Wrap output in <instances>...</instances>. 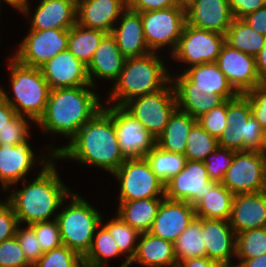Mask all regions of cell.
<instances>
[{
  "instance_id": "44dd1931",
  "label": "cell",
  "mask_w": 266,
  "mask_h": 267,
  "mask_svg": "<svg viewBox=\"0 0 266 267\" xmlns=\"http://www.w3.org/2000/svg\"><path fill=\"white\" fill-rule=\"evenodd\" d=\"M195 217L190 203L164 198L149 233L174 243Z\"/></svg>"
},
{
  "instance_id": "c3c4849f",
  "label": "cell",
  "mask_w": 266,
  "mask_h": 267,
  "mask_svg": "<svg viewBox=\"0 0 266 267\" xmlns=\"http://www.w3.org/2000/svg\"><path fill=\"white\" fill-rule=\"evenodd\" d=\"M244 95L249 99L252 115L266 131V83H262Z\"/></svg>"
},
{
  "instance_id": "5bb4252c",
  "label": "cell",
  "mask_w": 266,
  "mask_h": 267,
  "mask_svg": "<svg viewBox=\"0 0 266 267\" xmlns=\"http://www.w3.org/2000/svg\"><path fill=\"white\" fill-rule=\"evenodd\" d=\"M221 183L234 195L266 190V163L263 151H235L232 165Z\"/></svg>"
},
{
  "instance_id": "484cf974",
  "label": "cell",
  "mask_w": 266,
  "mask_h": 267,
  "mask_svg": "<svg viewBox=\"0 0 266 267\" xmlns=\"http://www.w3.org/2000/svg\"><path fill=\"white\" fill-rule=\"evenodd\" d=\"M234 16L227 0H196L186 10L187 24L226 35Z\"/></svg>"
},
{
  "instance_id": "9c48e42d",
  "label": "cell",
  "mask_w": 266,
  "mask_h": 267,
  "mask_svg": "<svg viewBox=\"0 0 266 267\" xmlns=\"http://www.w3.org/2000/svg\"><path fill=\"white\" fill-rule=\"evenodd\" d=\"M117 182L116 201L165 198V183L152 171L146 158H131L112 174Z\"/></svg>"
},
{
  "instance_id": "f35d334b",
  "label": "cell",
  "mask_w": 266,
  "mask_h": 267,
  "mask_svg": "<svg viewBox=\"0 0 266 267\" xmlns=\"http://www.w3.org/2000/svg\"><path fill=\"white\" fill-rule=\"evenodd\" d=\"M186 160L204 162L218 147V140L211 136L197 121L190 129L186 140Z\"/></svg>"
},
{
  "instance_id": "816d5d0a",
  "label": "cell",
  "mask_w": 266,
  "mask_h": 267,
  "mask_svg": "<svg viewBox=\"0 0 266 267\" xmlns=\"http://www.w3.org/2000/svg\"><path fill=\"white\" fill-rule=\"evenodd\" d=\"M234 18L242 19L266 5V0H227Z\"/></svg>"
},
{
  "instance_id": "681fc988",
  "label": "cell",
  "mask_w": 266,
  "mask_h": 267,
  "mask_svg": "<svg viewBox=\"0 0 266 267\" xmlns=\"http://www.w3.org/2000/svg\"><path fill=\"white\" fill-rule=\"evenodd\" d=\"M18 225L12 206L4 199L0 202V243L15 237Z\"/></svg>"
},
{
  "instance_id": "be15d7a7",
  "label": "cell",
  "mask_w": 266,
  "mask_h": 267,
  "mask_svg": "<svg viewBox=\"0 0 266 267\" xmlns=\"http://www.w3.org/2000/svg\"><path fill=\"white\" fill-rule=\"evenodd\" d=\"M69 1H72V2H74L76 5H78V3H79L81 0H69Z\"/></svg>"
},
{
  "instance_id": "11a10c76",
  "label": "cell",
  "mask_w": 266,
  "mask_h": 267,
  "mask_svg": "<svg viewBox=\"0 0 266 267\" xmlns=\"http://www.w3.org/2000/svg\"><path fill=\"white\" fill-rule=\"evenodd\" d=\"M177 267H225L223 264L208 257L187 258L178 263Z\"/></svg>"
},
{
  "instance_id": "ee69618b",
  "label": "cell",
  "mask_w": 266,
  "mask_h": 267,
  "mask_svg": "<svg viewBox=\"0 0 266 267\" xmlns=\"http://www.w3.org/2000/svg\"><path fill=\"white\" fill-rule=\"evenodd\" d=\"M29 226L34 230L37 243L40 244L43 252L51 251L62 245L59 224L56 219L33 223Z\"/></svg>"
},
{
  "instance_id": "7402d4cb",
  "label": "cell",
  "mask_w": 266,
  "mask_h": 267,
  "mask_svg": "<svg viewBox=\"0 0 266 267\" xmlns=\"http://www.w3.org/2000/svg\"><path fill=\"white\" fill-rule=\"evenodd\" d=\"M125 61L126 58L119 50L115 38L111 34H106L87 65L90 84L97 89H100L97 85L99 82L112 81L114 84L124 68Z\"/></svg>"
},
{
  "instance_id": "4316f807",
  "label": "cell",
  "mask_w": 266,
  "mask_h": 267,
  "mask_svg": "<svg viewBox=\"0 0 266 267\" xmlns=\"http://www.w3.org/2000/svg\"><path fill=\"white\" fill-rule=\"evenodd\" d=\"M111 35L125 58L142 57L151 53L146 44L143 23L138 12L127 8L114 25Z\"/></svg>"
},
{
  "instance_id": "7c38bea8",
  "label": "cell",
  "mask_w": 266,
  "mask_h": 267,
  "mask_svg": "<svg viewBox=\"0 0 266 267\" xmlns=\"http://www.w3.org/2000/svg\"><path fill=\"white\" fill-rule=\"evenodd\" d=\"M122 107L157 138L164 131L171 114L177 108L174 86L170 81L164 88L135 97Z\"/></svg>"
},
{
  "instance_id": "1f68e13d",
  "label": "cell",
  "mask_w": 266,
  "mask_h": 267,
  "mask_svg": "<svg viewBox=\"0 0 266 267\" xmlns=\"http://www.w3.org/2000/svg\"><path fill=\"white\" fill-rule=\"evenodd\" d=\"M125 257L116 244L109 230L101 223L96 229L92 245L87 254L83 257L85 264L92 267H109V259Z\"/></svg>"
},
{
  "instance_id": "db71d44e",
  "label": "cell",
  "mask_w": 266,
  "mask_h": 267,
  "mask_svg": "<svg viewBox=\"0 0 266 267\" xmlns=\"http://www.w3.org/2000/svg\"><path fill=\"white\" fill-rule=\"evenodd\" d=\"M16 115L14 108L6 101L0 90V131H2L7 126V123Z\"/></svg>"
},
{
  "instance_id": "4fadbf2b",
  "label": "cell",
  "mask_w": 266,
  "mask_h": 267,
  "mask_svg": "<svg viewBox=\"0 0 266 267\" xmlns=\"http://www.w3.org/2000/svg\"><path fill=\"white\" fill-rule=\"evenodd\" d=\"M10 55L25 66L40 68L60 52L68 50L69 30L27 29Z\"/></svg>"
},
{
  "instance_id": "5b68a950",
  "label": "cell",
  "mask_w": 266,
  "mask_h": 267,
  "mask_svg": "<svg viewBox=\"0 0 266 267\" xmlns=\"http://www.w3.org/2000/svg\"><path fill=\"white\" fill-rule=\"evenodd\" d=\"M8 55L5 64L10 84L6 85L8 88L1 84L0 90L16 114L28 117L36 124L45 112L51 88L40 68L22 65Z\"/></svg>"
},
{
  "instance_id": "4dcf8cb0",
  "label": "cell",
  "mask_w": 266,
  "mask_h": 267,
  "mask_svg": "<svg viewBox=\"0 0 266 267\" xmlns=\"http://www.w3.org/2000/svg\"><path fill=\"white\" fill-rule=\"evenodd\" d=\"M196 121V118L176 108L164 131L156 138V146L169 153L184 154L187 137Z\"/></svg>"
},
{
  "instance_id": "83f0119b",
  "label": "cell",
  "mask_w": 266,
  "mask_h": 267,
  "mask_svg": "<svg viewBox=\"0 0 266 267\" xmlns=\"http://www.w3.org/2000/svg\"><path fill=\"white\" fill-rule=\"evenodd\" d=\"M133 263L141 267H177L174 243L154 236L149 232L141 233L130 266Z\"/></svg>"
},
{
  "instance_id": "277c9868",
  "label": "cell",
  "mask_w": 266,
  "mask_h": 267,
  "mask_svg": "<svg viewBox=\"0 0 266 267\" xmlns=\"http://www.w3.org/2000/svg\"><path fill=\"white\" fill-rule=\"evenodd\" d=\"M164 56L168 58L166 54L151 52L142 57L126 58L119 77L110 84V90H106L104 104L123 106L135 97L164 88L171 81L172 69V65L167 68L170 60Z\"/></svg>"
},
{
  "instance_id": "30bf717a",
  "label": "cell",
  "mask_w": 266,
  "mask_h": 267,
  "mask_svg": "<svg viewBox=\"0 0 266 267\" xmlns=\"http://www.w3.org/2000/svg\"><path fill=\"white\" fill-rule=\"evenodd\" d=\"M224 43L225 35L186 23L176 49L169 55V60L179 63L176 68L181 69L172 70L171 73H182L184 69L195 65L216 62Z\"/></svg>"
},
{
  "instance_id": "6125c7cd",
  "label": "cell",
  "mask_w": 266,
  "mask_h": 267,
  "mask_svg": "<svg viewBox=\"0 0 266 267\" xmlns=\"http://www.w3.org/2000/svg\"><path fill=\"white\" fill-rule=\"evenodd\" d=\"M263 154H264L265 163H266V144H265L264 149H263Z\"/></svg>"
},
{
  "instance_id": "b9f144b4",
  "label": "cell",
  "mask_w": 266,
  "mask_h": 267,
  "mask_svg": "<svg viewBox=\"0 0 266 267\" xmlns=\"http://www.w3.org/2000/svg\"><path fill=\"white\" fill-rule=\"evenodd\" d=\"M33 126L35 127L36 125L30 118L17 114L7 123V126L0 131V145L7 147L8 145H16L17 143L23 142L32 135Z\"/></svg>"
},
{
  "instance_id": "94428289",
  "label": "cell",
  "mask_w": 266,
  "mask_h": 267,
  "mask_svg": "<svg viewBox=\"0 0 266 267\" xmlns=\"http://www.w3.org/2000/svg\"><path fill=\"white\" fill-rule=\"evenodd\" d=\"M3 3L5 4L6 2L3 1V0H0V10H1V11H2V9H1V8H2V5H1V4H3ZM1 11H0V17H1ZM0 19H1V18H0ZM0 22H1V21H0Z\"/></svg>"
},
{
  "instance_id": "3957f363",
  "label": "cell",
  "mask_w": 266,
  "mask_h": 267,
  "mask_svg": "<svg viewBox=\"0 0 266 267\" xmlns=\"http://www.w3.org/2000/svg\"><path fill=\"white\" fill-rule=\"evenodd\" d=\"M59 145L58 161H74L86 168L113 174L126 160L121 153L113 118L102 108L69 141ZM91 166V167H90Z\"/></svg>"
},
{
  "instance_id": "f6af8a7d",
  "label": "cell",
  "mask_w": 266,
  "mask_h": 267,
  "mask_svg": "<svg viewBox=\"0 0 266 267\" xmlns=\"http://www.w3.org/2000/svg\"><path fill=\"white\" fill-rule=\"evenodd\" d=\"M227 100L222 104L214 107L209 112L204 113L197 122L213 137L217 140L222 135L223 130L227 127Z\"/></svg>"
},
{
  "instance_id": "ac0fdd59",
  "label": "cell",
  "mask_w": 266,
  "mask_h": 267,
  "mask_svg": "<svg viewBox=\"0 0 266 267\" xmlns=\"http://www.w3.org/2000/svg\"><path fill=\"white\" fill-rule=\"evenodd\" d=\"M216 63L232 87L245 94L262 84L256 69L255 57L223 44Z\"/></svg>"
},
{
  "instance_id": "8992f818",
  "label": "cell",
  "mask_w": 266,
  "mask_h": 267,
  "mask_svg": "<svg viewBox=\"0 0 266 267\" xmlns=\"http://www.w3.org/2000/svg\"><path fill=\"white\" fill-rule=\"evenodd\" d=\"M97 208L73 190L63 201L56 217L62 244L82 257L90 250L96 229L104 215Z\"/></svg>"
},
{
  "instance_id": "d590c367",
  "label": "cell",
  "mask_w": 266,
  "mask_h": 267,
  "mask_svg": "<svg viewBox=\"0 0 266 267\" xmlns=\"http://www.w3.org/2000/svg\"><path fill=\"white\" fill-rule=\"evenodd\" d=\"M265 38L242 19L234 18L225 35V42L232 48L255 57L262 49Z\"/></svg>"
},
{
  "instance_id": "74e56055",
  "label": "cell",
  "mask_w": 266,
  "mask_h": 267,
  "mask_svg": "<svg viewBox=\"0 0 266 267\" xmlns=\"http://www.w3.org/2000/svg\"><path fill=\"white\" fill-rule=\"evenodd\" d=\"M152 171L166 183L170 178L177 175L185 166L184 154L169 153L155 146L146 156Z\"/></svg>"
},
{
  "instance_id": "f1b7e54d",
  "label": "cell",
  "mask_w": 266,
  "mask_h": 267,
  "mask_svg": "<svg viewBox=\"0 0 266 267\" xmlns=\"http://www.w3.org/2000/svg\"><path fill=\"white\" fill-rule=\"evenodd\" d=\"M233 197L222 183L211 180L203 198L194 205L196 217L229 221Z\"/></svg>"
},
{
  "instance_id": "ab89813d",
  "label": "cell",
  "mask_w": 266,
  "mask_h": 267,
  "mask_svg": "<svg viewBox=\"0 0 266 267\" xmlns=\"http://www.w3.org/2000/svg\"><path fill=\"white\" fill-rule=\"evenodd\" d=\"M266 254V227L248 230L236 235L237 260H247Z\"/></svg>"
},
{
  "instance_id": "7bdbcfd3",
  "label": "cell",
  "mask_w": 266,
  "mask_h": 267,
  "mask_svg": "<svg viewBox=\"0 0 266 267\" xmlns=\"http://www.w3.org/2000/svg\"><path fill=\"white\" fill-rule=\"evenodd\" d=\"M235 151L218 146L204 160V164L211 180L220 182L223 180L227 169L232 165Z\"/></svg>"
},
{
  "instance_id": "cb8c5ba5",
  "label": "cell",
  "mask_w": 266,
  "mask_h": 267,
  "mask_svg": "<svg viewBox=\"0 0 266 267\" xmlns=\"http://www.w3.org/2000/svg\"><path fill=\"white\" fill-rule=\"evenodd\" d=\"M229 223L236 235L266 227V190L234 195Z\"/></svg>"
},
{
  "instance_id": "7a4b0ae2",
  "label": "cell",
  "mask_w": 266,
  "mask_h": 267,
  "mask_svg": "<svg viewBox=\"0 0 266 267\" xmlns=\"http://www.w3.org/2000/svg\"><path fill=\"white\" fill-rule=\"evenodd\" d=\"M55 157L32 179H24L9 187L4 193L5 200L12 206L18 223L31 225L37 222L55 220L63 201L73 191L66 186L59 174Z\"/></svg>"
},
{
  "instance_id": "6da1fadb",
  "label": "cell",
  "mask_w": 266,
  "mask_h": 267,
  "mask_svg": "<svg viewBox=\"0 0 266 267\" xmlns=\"http://www.w3.org/2000/svg\"><path fill=\"white\" fill-rule=\"evenodd\" d=\"M91 84L75 88H57L50 91L43 116L35 124L42 135L47 134L52 142H46V148L56 155L59 145L53 140L63 136L66 144L77 134L78 130L91 120L104 106V99ZM53 136V137H52ZM55 138V139H54Z\"/></svg>"
},
{
  "instance_id": "e575fe53",
  "label": "cell",
  "mask_w": 266,
  "mask_h": 267,
  "mask_svg": "<svg viewBox=\"0 0 266 267\" xmlns=\"http://www.w3.org/2000/svg\"><path fill=\"white\" fill-rule=\"evenodd\" d=\"M204 242L203 218L195 217L174 242L177 264L187 258L205 257L206 247Z\"/></svg>"
},
{
  "instance_id": "9a60e30c",
  "label": "cell",
  "mask_w": 266,
  "mask_h": 267,
  "mask_svg": "<svg viewBox=\"0 0 266 267\" xmlns=\"http://www.w3.org/2000/svg\"><path fill=\"white\" fill-rule=\"evenodd\" d=\"M113 118L121 153L126 159L145 158L156 146V138L122 106L104 104Z\"/></svg>"
},
{
  "instance_id": "7dc6e473",
  "label": "cell",
  "mask_w": 266,
  "mask_h": 267,
  "mask_svg": "<svg viewBox=\"0 0 266 267\" xmlns=\"http://www.w3.org/2000/svg\"><path fill=\"white\" fill-rule=\"evenodd\" d=\"M0 267H32L16 237L0 243Z\"/></svg>"
},
{
  "instance_id": "ffe728a7",
  "label": "cell",
  "mask_w": 266,
  "mask_h": 267,
  "mask_svg": "<svg viewBox=\"0 0 266 267\" xmlns=\"http://www.w3.org/2000/svg\"><path fill=\"white\" fill-rule=\"evenodd\" d=\"M51 90L90 85L87 66L69 50L60 52L40 67Z\"/></svg>"
},
{
  "instance_id": "ba28073f",
  "label": "cell",
  "mask_w": 266,
  "mask_h": 267,
  "mask_svg": "<svg viewBox=\"0 0 266 267\" xmlns=\"http://www.w3.org/2000/svg\"><path fill=\"white\" fill-rule=\"evenodd\" d=\"M31 139L30 135L16 145L7 147L0 145V191H3L2 194L12 185L27 179L30 172L32 175H37L55 158L46 146H44V151L41 149V154L36 155L37 150L34 152L35 148L32 147Z\"/></svg>"
},
{
  "instance_id": "d6986e66",
  "label": "cell",
  "mask_w": 266,
  "mask_h": 267,
  "mask_svg": "<svg viewBox=\"0 0 266 267\" xmlns=\"http://www.w3.org/2000/svg\"><path fill=\"white\" fill-rule=\"evenodd\" d=\"M210 181L204 162L186 160L184 168L165 183V198L194 206L203 198Z\"/></svg>"
},
{
  "instance_id": "60d3db41",
  "label": "cell",
  "mask_w": 266,
  "mask_h": 267,
  "mask_svg": "<svg viewBox=\"0 0 266 267\" xmlns=\"http://www.w3.org/2000/svg\"><path fill=\"white\" fill-rule=\"evenodd\" d=\"M83 263L80 254L62 244L44 252L32 267H80Z\"/></svg>"
},
{
  "instance_id": "d4e9b609",
  "label": "cell",
  "mask_w": 266,
  "mask_h": 267,
  "mask_svg": "<svg viewBox=\"0 0 266 267\" xmlns=\"http://www.w3.org/2000/svg\"><path fill=\"white\" fill-rule=\"evenodd\" d=\"M126 9L127 0H81L77 5V23L111 34Z\"/></svg>"
},
{
  "instance_id": "8d00e7d4",
  "label": "cell",
  "mask_w": 266,
  "mask_h": 267,
  "mask_svg": "<svg viewBox=\"0 0 266 267\" xmlns=\"http://www.w3.org/2000/svg\"><path fill=\"white\" fill-rule=\"evenodd\" d=\"M175 95L177 108L196 119L225 101L220 95L199 90H175Z\"/></svg>"
},
{
  "instance_id": "6f0895ef",
  "label": "cell",
  "mask_w": 266,
  "mask_h": 267,
  "mask_svg": "<svg viewBox=\"0 0 266 267\" xmlns=\"http://www.w3.org/2000/svg\"><path fill=\"white\" fill-rule=\"evenodd\" d=\"M234 267H266V254L247 260H238Z\"/></svg>"
},
{
  "instance_id": "f5cc1de1",
  "label": "cell",
  "mask_w": 266,
  "mask_h": 267,
  "mask_svg": "<svg viewBox=\"0 0 266 267\" xmlns=\"http://www.w3.org/2000/svg\"><path fill=\"white\" fill-rule=\"evenodd\" d=\"M242 20L259 34L266 36V5L256 12L246 15Z\"/></svg>"
},
{
  "instance_id": "e0dca14e",
  "label": "cell",
  "mask_w": 266,
  "mask_h": 267,
  "mask_svg": "<svg viewBox=\"0 0 266 267\" xmlns=\"http://www.w3.org/2000/svg\"><path fill=\"white\" fill-rule=\"evenodd\" d=\"M31 3V4H30ZM25 0L20 15L25 16L31 30H69L77 23V5L69 0H40L34 8ZM33 9V11H31Z\"/></svg>"
},
{
  "instance_id": "680465c9",
  "label": "cell",
  "mask_w": 266,
  "mask_h": 267,
  "mask_svg": "<svg viewBox=\"0 0 266 267\" xmlns=\"http://www.w3.org/2000/svg\"><path fill=\"white\" fill-rule=\"evenodd\" d=\"M174 1L176 6L184 9L185 11L188 10L196 2V0H174Z\"/></svg>"
},
{
  "instance_id": "8fae6325",
  "label": "cell",
  "mask_w": 266,
  "mask_h": 267,
  "mask_svg": "<svg viewBox=\"0 0 266 267\" xmlns=\"http://www.w3.org/2000/svg\"><path fill=\"white\" fill-rule=\"evenodd\" d=\"M146 44L151 52L169 57L177 47L186 21V11L182 8L140 12ZM165 49V51H163ZM162 51V52H161ZM164 52V53H163Z\"/></svg>"
},
{
  "instance_id": "e7e4bbea",
  "label": "cell",
  "mask_w": 266,
  "mask_h": 267,
  "mask_svg": "<svg viewBox=\"0 0 266 267\" xmlns=\"http://www.w3.org/2000/svg\"><path fill=\"white\" fill-rule=\"evenodd\" d=\"M80 267H92L91 265L83 263Z\"/></svg>"
},
{
  "instance_id": "2e32d148",
  "label": "cell",
  "mask_w": 266,
  "mask_h": 267,
  "mask_svg": "<svg viewBox=\"0 0 266 267\" xmlns=\"http://www.w3.org/2000/svg\"><path fill=\"white\" fill-rule=\"evenodd\" d=\"M171 82L174 90H199L220 95L225 100L239 95L216 62L195 65L182 73H171Z\"/></svg>"
},
{
  "instance_id": "603a6c76",
  "label": "cell",
  "mask_w": 266,
  "mask_h": 267,
  "mask_svg": "<svg viewBox=\"0 0 266 267\" xmlns=\"http://www.w3.org/2000/svg\"><path fill=\"white\" fill-rule=\"evenodd\" d=\"M203 235L206 257L225 267H234L236 233L229 221L203 218Z\"/></svg>"
},
{
  "instance_id": "836d02e7",
  "label": "cell",
  "mask_w": 266,
  "mask_h": 267,
  "mask_svg": "<svg viewBox=\"0 0 266 267\" xmlns=\"http://www.w3.org/2000/svg\"><path fill=\"white\" fill-rule=\"evenodd\" d=\"M105 35L103 31L76 23L69 29L68 50L87 66Z\"/></svg>"
},
{
  "instance_id": "f907efd6",
  "label": "cell",
  "mask_w": 266,
  "mask_h": 267,
  "mask_svg": "<svg viewBox=\"0 0 266 267\" xmlns=\"http://www.w3.org/2000/svg\"><path fill=\"white\" fill-rule=\"evenodd\" d=\"M171 7H176L174 0H127V8L138 13Z\"/></svg>"
},
{
  "instance_id": "91938a15",
  "label": "cell",
  "mask_w": 266,
  "mask_h": 267,
  "mask_svg": "<svg viewBox=\"0 0 266 267\" xmlns=\"http://www.w3.org/2000/svg\"><path fill=\"white\" fill-rule=\"evenodd\" d=\"M6 2L5 6L10 5V7L14 8V10H17V12L21 9L23 3L25 0H3Z\"/></svg>"
},
{
  "instance_id": "bcb514c9",
  "label": "cell",
  "mask_w": 266,
  "mask_h": 267,
  "mask_svg": "<svg viewBox=\"0 0 266 267\" xmlns=\"http://www.w3.org/2000/svg\"><path fill=\"white\" fill-rule=\"evenodd\" d=\"M27 261L33 266L43 255L40 244L37 243V237L34 230L29 225L17 226L16 235Z\"/></svg>"
},
{
  "instance_id": "d6a6232c",
  "label": "cell",
  "mask_w": 266,
  "mask_h": 267,
  "mask_svg": "<svg viewBox=\"0 0 266 267\" xmlns=\"http://www.w3.org/2000/svg\"><path fill=\"white\" fill-rule=\"evenodd\" d=\"M104 217L105 215L102 217L101 223L109 230L120 252L125 256V260L123 259L118 267H130V262L135 256L141 233L125 223L116 213L108 221H106L107 217Z\"/></svg>"
},
{
  "instance_id": "9f6ffc18",
  "label": "cell",
  "mask_w": 266,
  "mask_h": 267,
  "mask_svg": "<svg viewBox=\"0 0 266 267\" xmlns=\"http://www.w3.org/2000/svg\"><path fill=\"white\" fill-rule=\"evenodd\" d=\"M256 69L262 83H266V38L260 52L255 56Z\"/></svg>"
},
{
  "instance_id": "52a82bcc",
  "label": "cell",
  "mask_w": 266,
  "mask_h": 267,
  "mask_svg": "<svg viewBox=\"0 0 266 267\" xmlns=\"http://www.w3.org/2000/svg\"><path fill=\"white\" fill-rule=\"evenodd\" d=\"M227 127L218 139V146L233 151H263L266 131L252 115L249 99L239 94L227 100Z\"/></svg>"
},
{
  "instance_id": "f546056e",
  "label": "cell",
  "mask_w": 266,
  "mask_h": 267,
  "mask_svg": "<svg viewBox=\"0 0 266 267\" xmlns=\"http://www.w3.org/2000/svg\"><path fill=\"white\" fill-rule=\"evenodd\" d=\"M163 199L146 198L132 201H115L118 205L115 213L140 233H146L149 232Z\"/></svg>"
}]
</instances>
